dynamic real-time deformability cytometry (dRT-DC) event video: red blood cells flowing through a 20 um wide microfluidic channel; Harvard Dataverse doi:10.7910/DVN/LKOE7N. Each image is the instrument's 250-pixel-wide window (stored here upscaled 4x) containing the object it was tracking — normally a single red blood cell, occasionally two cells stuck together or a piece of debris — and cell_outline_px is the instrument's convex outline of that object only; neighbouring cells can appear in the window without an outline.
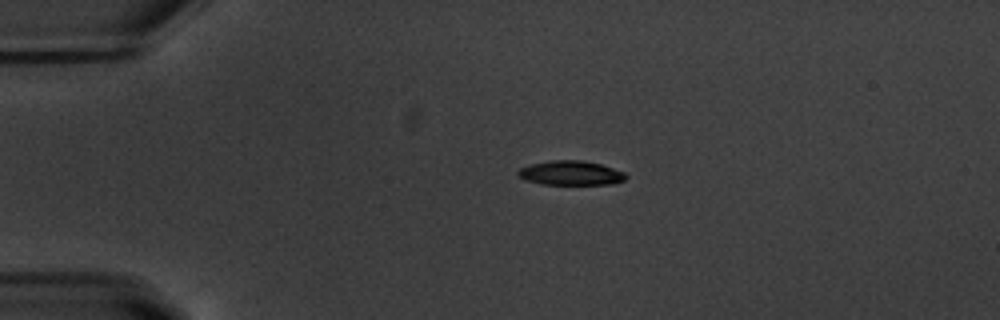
{"species": "common noctule bat (a hibernating species)", "species_latin": "Nyctalus noctula", "temperature_condition": "warm", "stored_images_in_passage": 43, "camera_frame_rate_fps": 3000, "um_per_image_px": 0.085, "animal": {"sex": "male", "body_mass_g": 20.1, "forearm_length_mm": 53.5}, "frame": {"image": 1, "passage_image": 1, "time_ms": 0.0, "image_size_px": [1000, 320], "cell_outline_px": [[628, 176], [624, 180], [612, 184], [540, 184], [524, 180], [516, 172], [520, 168], [532, 164], [552, 160], [584, 160], [600, 164], [624, 172]], "centroid_in_image_um": [48.51, 14.71], "position_along_channel_um": 36.5, "area_um2": 15.26}}
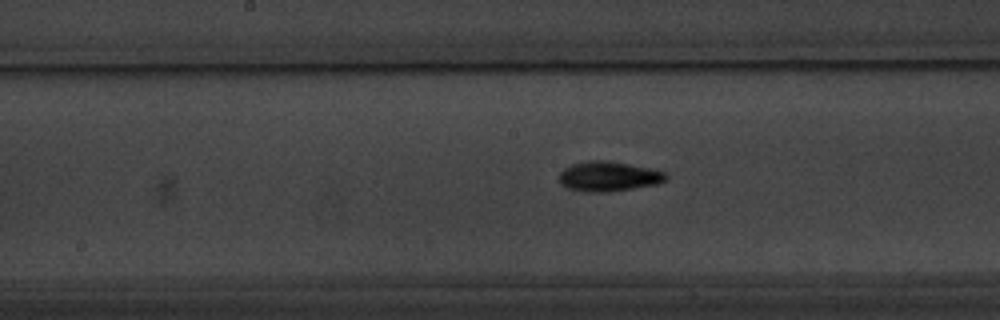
{"frame": {"image": 2, "passage_image": 17, "time_ms": 5.333, "image_size_px": [1000, 320], "cell_outline_px": [[668, 176], [664, 180], [656, 184], [608, 192], [588, 192], [568, 188], [560, 184], [560, 172], [564, 168], [572, 164], [588, 160], [608, 160], [648, 168], [664, 172]], "centroid_in_image_um": [51.68, 14.99], "position_along_channel_um": 196.5, "area_um2": 18.38}}
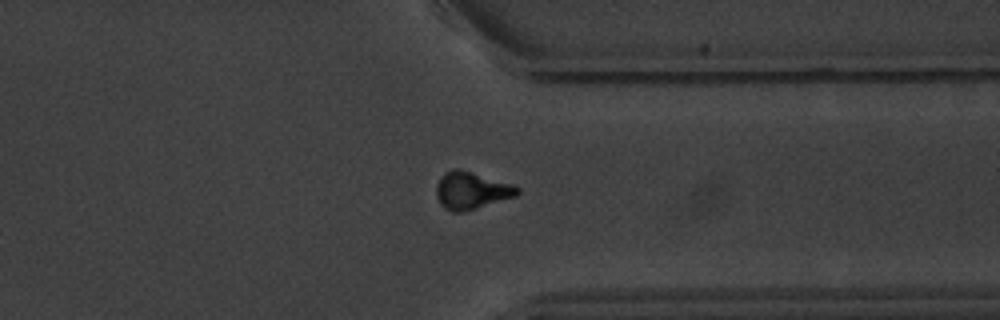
{"frame": {"image": 3, "passage_image": 31, "time_ms": 10.0, "image_size_px": [1000, 320], "cell_outline_px": [[520, 192], [516, 196], [464, 212], [452, 212], [444, 208], [440, 204], [436, 196], [436, 184], [440, 176], [444, 172], [452, 168], [460, 168], [512, 184], [520, 188]], "centroid_in_image_um": [40.03, 16.18], "position_along_channel_um": 371.4, "area_um2": 17.86}, "authors_computed_cell_mechanics": {"area_um2": 16.6464, "velocity_mm_per_s": 3.7724, "shape_relaxation_time_tau1_ms": 2.4751, "shape_relaxation_time_tau2_ms": 8.4229, "deformation_change_tau1": 0.1553, "deformation_change_tau2": 0.1728}}